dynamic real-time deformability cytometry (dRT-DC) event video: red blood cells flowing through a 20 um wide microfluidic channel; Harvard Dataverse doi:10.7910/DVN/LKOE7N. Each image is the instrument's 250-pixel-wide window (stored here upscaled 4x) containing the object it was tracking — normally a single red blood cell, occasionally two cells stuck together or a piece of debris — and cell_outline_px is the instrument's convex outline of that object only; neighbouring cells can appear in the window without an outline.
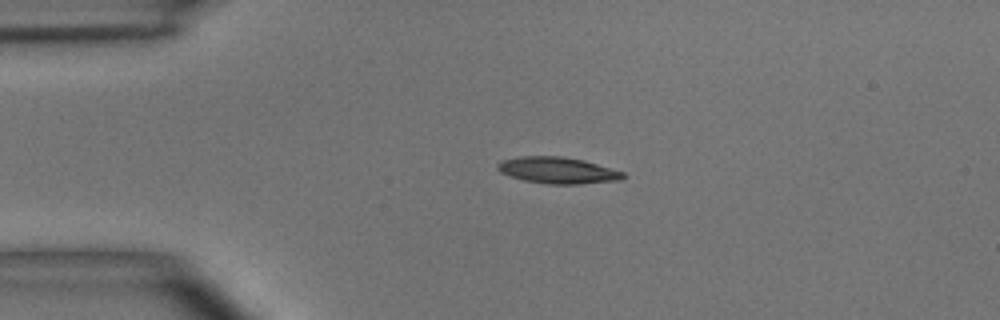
{"species": "common noctule bat (a hibernating species)", "species_latin": "Nyctalus noctula", "temperature_condition": "room temperature", "stored_images_in_passage": 5, "segment_of_instrument_passage": [1, 2], "camera_frame_rate_fps": 3000, "um_per_image_px": 0.085, "animal": {"sex": "male", "body_mass_g": 15.6}, "frame": {"image": 1, "passage_image": 3, "time_ms": 3.333, "image_size_px": [1000, 320], "cell_outline_px": [[624, 176], [620, 180], [580, 184], [548, 184], [524, 180], [500, 172], [496, 168], [496, 164], [500, 160], [520, 156], [564, 156], [584, 160], [624, 172]], "centroid_in_image_um": [47.38, 14.47], "position_along_channel_um": 37.6, "area_um2": 19.36}}